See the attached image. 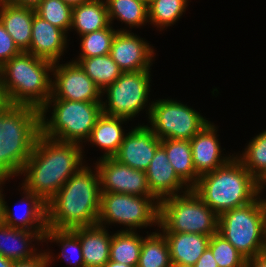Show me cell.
Here are the masks:
<instances>
[{
  "label": "cell",
  "mask_w": 266,
  "mask_h": 267,
  "mask_svg": "<svg viewBox=\"0 0 266 267\" xmlns=\"http://www.w3.org/2000/svg\"><path fill=\"white\" fill-rule=\"evenodd\" d=\"M156 0H148V6Z\"/></svg>",
  "instance_id": "51"
},
{
  "label": "cell",
  "mask_w": 266,
  "mask_h": 267,
  "mask_svg": "<svg viewBox=\"0 0 266 267\" xmlns=\"http://www.w3.org/2000/svg\"><path fill=\"white\" fill-rule=\"evenodd\" d=\"M168 196L159 202L163 233H193L212 236L218 232V215L192 190Z\"/></svg>",
  "instance_id": "6"
},
{
  "label": "cell",
  "mask_w": 266,
  "mask_h": 267,
  "mask_svg": "<svg viewBox=\"0 0 266 267\" xmlns=\"http://www.w3.org/2000/svg\"><path fill=\"white\" fill-rule=\"evenodd\" d=\"M103 267H134V266H129L123 263H118V262L109 260Z\"/></svg>",
  "instance_id": "44"
},
{
  "label": "cell",
  "mask_w": 266,
  "mask_h": 267,
  "mask_svg": "<svg viewBox=\"0 0 266 267\" xmlns=\"http://www.w3.org/2000/svg\"><path fill=\"white\" fill-rule=\"evenodd\" d=\"M195 267H218L215 258L213 257L212 251L207 248L204 253L200 256L198 261L194 264Z\"/></svg>",
  "instance_id": "39"
},
{
  "label": "cell",
  "mask_w": 266,
  "mask_h": 267,
  "mask_svg": "<svg viewBox=\"0 0 266 267\" xmlns=\"http://www.w3.org/2000/svg\"><path fill=\"white\" fill-rule=\"evenodd\" d=\"M53 102L50 120L48 107ZM103 114L101 102L48 99L45 106L29 121L44 137L62 142L79 143L90 137L98 118Z\"/></svg>",
  "instance_id": "5"
},
{
  "label": "cell",
  "mask_w": 266,
  "mask_h": 267,
  "mask_svg": "<svg viewBox=\"0 0 266 267\" xmlns=\"http://www.w3.org/2000/svg\"><path fill=\"white\" fill-rule=\"evenodd\" d=\"M18 6L35 10L43 0H6Z\"/></svg>",
  "instance_id": "41"
},
{
  "label": "cell",
  "mask_w": 266,
  "mask_h": 267,
  "mask_svg": "<svg viewBox=\"0 0 266 267\" xmlns=\"http://www.w3.org/2000/svg\"><path fill=\"white\" fill-rule=\"evenodd\" d=\"M95 168L96 172L82 166L46 203L48 229L97 225L101 185L99 172Z\"/></svg>",
  "instance_id": "3"
},
{
  "label": "cell",
  "mask_w": 266,
  "mask_h": 267,
  "mask_svg": "<svg viewBox=\"0 0 266 267\" xmlns=\"http://www.w3.org/2000/svg\"><path fill=\"white\" fill-rule=\"evenodd\" d=\"M171 267H195L194 265H187V264H175L172 263Z\"/></svg>",
  "instance_id": "47"
},
{
  "label": "cell",
  "mask_w": 266,
  "mask_h": 267,
  "mask_svg": "<svg viewBox=\"0 0 266 267\" xmlns=\"http://www.w3.org/2000/svg\"><path fill=\"white\" fill-rule=\"evenodd\" d=\"M143 239L136 231H118L112 235L109 260L137 267Z\"/></svg>",
  "instance_id": "27"
},
{
  "label": "cell",
  "mask_w": 266,
  "mask_h": 267,
  "mask_svg": "<svg viewBox=\"0 0 266 267\" xmlns=\"http://www.w3.org/2000/svg\"><path fill=\"white\" fill-rule=\"evenodd\" d=\"M171 262L194 265L209 246L210 236L193 233H163Z\"/></svg>",
  "instance_id": "22"
},
{
  "label": "cell",
  "mask_w": 266,
  "mask_h": 267,
  "mask_svg": "<svg viewBox=\"0 0 266 267\" xmlns=\"http://www.w3.org/2000/svg\"><path fill=\"white\" fill-rule=\"evenodd\" d=\"M125 118L114 117L102 114L91 131L90 137L86 141H90L93 145H98L106 152L101 158L114 157L122 144L125 133L121 127Z\"/></svg>",
  "instance_id": "23"
},
{
  "label": "cell",
  "mask_w": 266,
  "mask_h": 267,
  "mask_svg": "<svg viewBox=\"0 0 266 267\" xmlns=\"http://www.w3.org/2000/svg\"><path fill=\"white\" fill-rule=\"evenodd\" d=\"M21 53L19 48L14 43L12 37L5 30L0 22V67L14 56Z\"/></svg>",
  "instance_id": "37"
},
{
  "label": "cell",
  "mask_w": 266,
  "mask_h": 267,
  "mask_svg": "<svg viewBox=\"0 0 266 267\" xmlns=\"http://www.w3.org/2000/svg\"><path fill=\"white\" fill-rule=\"evenodd\" d=\"M263 254L266 255V230H265V239H264Z\"/></svg>",
  "instance_id": "49"
},
{
  "label": "cell",
  "mask_w": 266,
  "mask_h": 267,
  "mask_svg": "<svg viewBox=\"0 0 266 267\" xmlns=\"http://www.w3.org/2000/svg\"><path fill=\"white\" fill-rule=\"evenodd\" d=\"M82 146L44 137L29 122L4 151L11 176H26L22 188L47 203L83 165Z\"/></svg>",
  "instance_id": "1"
},
{
  "label": "cell",
  "mask_w": 266,
  "mask_h": 267,
  "mask_svg": "<svg viewBox=\"0 0 266 267\" xmlns=\"http://www.w3.org/2000/svg\"><path fill=\"white\" fill-rule=\"evenodd\" d=\"M0 189V221L4 224L18 229H28L34 232H47V208L46 203L36 194L27 191L23 188L25 197L22 198L23 203L25 201L27 208L26 211L20 215L11 212L8 205L4 200L3 194ZM35 226V227H34Z\"/></svg>",
  "instance_id": "18"
},
{
  "label": "cell",
  "mask_w": 266,
  "mask_h": 267,
  "mask_svg": "<svg viewBox=\"0 0 266 267\" xmlns=\"http://www.w3.org/2000/svg\"><path fill=\"white\" fill-rule=\"evenodd\" d=\"M66 32L34 13L32 37L27 51L36 57L59 62L67 45Z\"/></svg>",
  "instance_id": "17"
},
{
  "label": "cell",
  "mask_w": 266,
  "mask_h": 267,
  "mask_svg": "<svg viewBox=\"0 0 266 267\" xmlns=\"http://www.w3.org/2000/svg\"><path fill=\"white\" fill-rule=\"evenodd\" d=\"M236 158L259 181L266 174V130L255 136L245 152L240 157L236 155Z\"/></svg>",
  "instance_id": "31"
},
{
  "label": "cell",
  "mask_w": 266,
  "mask_h": 267,
  "mask_svg": "<svg viewBox=\"0 0 266 267\" xmlns=\"http://www.w3.org/2000/svg\"><path fill=\"white\" fill-rule=\"evenodd\" d=\"M71 230L79 237L85 267H103L109 261L112 235L105 227L97 224Z\"/></svg>",
  "instance_id": "20"
},
{
  "label": "cell",
  "mask_w": 266,
  "mask_h": 267,
  "mask_svg": "<svg viewBox=\"0 0 266 267\" xmlns=\"http://www.w3.org/2000/svg\"><path fill=\"white\" fill-rule=\"evenodd\" d=\"M53 62L21 52L0 67V80L10 106L29 122L51 97Z\"/></svg>",
  "instance_id": "2"
},
{
  "label": "cell",
  "mask_w": 266,
  "mask_h": 267,
  "mask_svg": "<svg viewBox=\"0 0 266 267\" xmlns=\"http://www.w3.org/2000/svg\"><path fill=\"white\" fill-rule=\"evenodd\" d=\"M35 10L3 1L0 3V22L21 52H27L32 37Z\"/></svg>",
  "instance_id": "19"
},
{
  "label": "cell",
  "mask_w": 266,
  "mask_h": 267,
  "mask_svg": "<svg viewBox=\"0 0 266 267\" xmlns=\"http://www.w3.org/2000/svg\"><path fill=\"white\" fill-rule=\"evenodd\" d=\"M4 165V152L0 150V168Z\"/></svg>",
  "instance_id": "48"
},
{
  "label": "cell",
  "mask_w": 266,
  "mask_h": 267,
  "mask_svg": "<svg viewBox=\"0 0 266 267\" xmlns=\"http://www.w3.org/2000/svg\"><path fill=\"white\" fill-rule=\"evenodd\" d=\"M188 0H156L148 6V22L162 30L183 15Z\"/></svg>",
  "instance_id": "32"
},
{
  "label": "cell",
  "mask_w": 266,
  "mask_h": 267,
  "mask_svg": "<svg viewBox=\"0 0 266 267\" xmlns=\"http://www.w3.org/2000/svg\"><path fill=\"white\" fill-rule=\"evenodd\" d=\"M96 167L99 172L101 192L156 198L148 187L145 171L133 169L114 157L100 158Z\"/></svg>",
  "instance_id": "12"
},
{
  "label": "cell",
  "mask_w": 266,
  "mask_h": 267,
  "mask_svg": "<svg viewBox=\"0 0 266 267\" xmlns=\"http://www.w3.org/2000/svg\"><path fill=\"white\" fill-rule=\"evenodd\" d=\"M159 202L157 198L101 192L97 224L104 227L106 223L107 225L118 223L129 227L128 230L121 231H135L137 227L157 225L159 224Z\"/></svg>",
  "instance_id": "8"
},
{
  "label": "cell",
  "mask_w": 266,
  "mask_h": 267,
  "mask_svg": "<svg viewBox=\"0 0 266 267\" xmlns=\"http://www.w3.org/2000/svg\"><path fill=\"white\" fill-rule=\"evenodd\" d=\"M149 72H123L114 83L107 86L102 91L104 94L107 92L106 102H101L103 114L129 120L144 109L150 92Z\"/></svg>",
  "instance_id": "10"
},
{
  "label": "cell",
  "mask_w": 266,
  "mask_h": 267,
  "mask_svg": "<svg viewBox=\"0 0 266 267\" xmlns=\"http://www.w3.org/2000/svg\"><path fill=\"white\" fill-rule=\"evenodd\" d=\"M73 61L80 65L86 75L94 81L101 91L114 83L123 73L109 54L89 58H77Z\"/></svg>",
  "instance_id": "26"
},
{
  "label": "cell",
  "mask_w": 266,
  "mask_h": 267,
  "mask_svg": "<svg viewBox=\"0 0 266 267\" xmlns=\"http://www.w3.org/2000/svg\"><path fill=\"white\" fill-rule=\"evenodd\" d=\"M216 126L208 122L189 142L196 173L202 176L229 162L234 156H221Z\"/></svg>",
  "instance_id": "15"
},
{
  "label": "cell",
  "mask_w": 266,
  "mask_h": 267,
  "mask_svg": "<svg viewBox=\"0 0 266 267\" xmlns=\"http://www.w3.org/2000/svg\"><path fill=\"white\" fill-rule=\"evenodd\" d=\"M117 31L110 25L109 27L103 28L98 31L82 35L81 39V55L80 58H89L93 56H102L110 53L111 44Z\"/></svg>",
  "instance_id": "34"
},
{
  "label": "cell",
  "mask_w": 266,
  "mask_h": 267,
  "mask_svg": "<svg viewBox=\"0 0 266 267\" xmlns=\"http://www.w3.org/2000/svg\"><path fill=\"white\" fill-rule=\"evenodd\" d=\"M14 261L5 258L4 256L0 255V267H12Z\"/></svg>",
  "instance_id": "43"
},
{
  "label": "cell",
  "mask_w": 266,
  "mask_h": 267,
  "mask_svg": "<svg viewBox=\"0 0 266 267\" xmlns=\"http://www.w3.org/2000/svg\"><path fill=\"white\" fill-rule=\"evenodd\" d=\"M46 232L12 228L0 221V255L12 261L29 260L37 256L35 248H30L31 239L43 242Z\"/></svg>",
  "instance_id": "21"
},
{
  "label": "cell",
  "mask_w": 266,
  "mask_h": 267,
  "mask_svg": "<svg viewBox=\"0 0 266 267\" xmlns=\"http://www.w3.org/2000/svg\"><path fill=\"white\" fill-rule=\"evenodd\" d=\"M208 248L218 267H246L247 259L218 232L210 237Z\"/></svg>",
  "instance_id": "36"
},
{
  "label": "cell",
  "mask_w": 266,
  "mask_h": 267,
  "mask_svg": "<svg viewBox=\"0 0 266 267\" xmlns=\"http://www.w3.org/2000/svg\"><path fill=\"white\" fill-rule=\"evenodd\" d=\"M138 1H141L148 6V0H138Z\"/></svg>",
  "instance_id": "50"
},
{
  "label": "cell",
  "mask_w": 266,
  "mask_h": 267,
  "mask_svg": "<svg viewBox=\"0 0 266 267\" xmlns=\"http://www.w3.org/2000/svg\"><path fill=\"white\" fill-rule=\"evenodd\" d=\"M192 190L218 216L253 202L258 196V181L235 157L213 172L199 177Z\"/></svg>",
  "instance_id": "4"
},
{
  "label": "cell",
  "mask_w": 266,
  "mask_h": 267,
  "mask_svg": "<svg viewBox=\"0 0 266 267\" xmlns=\"http://www.w3.org/2000/svg\"><path fill=\"white\" fill-rule=\"evenodd\" d=\"M66 4H69L70 6L74 7L82 3H87L93 0H63Z\"/></svg>",
  "instance_id": "45"
},
{
  "label": "cell",
  "mask_w": 266,
  "mask_h": 267,
  "mask_svg": "<svg viewBox=\"0 0 266 267\" xmlns=\"http://www.w3.org/2000/svg\"><path fill=\"white\" fill-rule=\"evenodd\" d=\"M51 240V242H57L61 244V252L59 253L58 259L62 257L67 263L74 264L75 267H85V263L82 255V246L79 237L71 229H47L44 236V241ZM76 257L75 260L73 259ZM72 258H71V257ZM69 261V262H68Z\"/></svg>",
  "instance_id": "33"
},
{
  "label": "cell",
  "mask_w": 266,
  "mask_h": 267,
  "mask_svg": "<svg viewBox=\"0 0 266 267\" xmlns=\"http://www.w3.org/2000/svg\"><path fill=\"white\" fill-rule=\"evenodd\" d=\"M110 23L114 18L131 27L148 22V6L138 0H106Z\"/></svg>",
  "instance_id": "29"
},
{
  "label": "cell",
  "mask_w": 266,
  "mask_h": 267,
  "mask_svg": "<svg viewBox=\"0 0 266 267\" xmlns=\"http://www.w3.org/2000/svg\"><path fill=\"white\" fill-rule=\"evenodd\" d=\"M25 121L10 106L0 80V150L3 152L20 134Z\"/></svg>",
  "instance_id": "30"
},
{
  "label": "cell",
  "mask_w": 266,
  "mask_h": 267,
  "mask_svg": "<svg viewBox=\"0 0 266 267\" xmlns=\"http://www.w3.org/2000/svg\"><path fill=\"white\" fill-rule=\"evenodd\" d=\"M171 256L165 235L153 232L143 239L137 267H171Z\"/></svg>",
  "instance_id": "28"
},
{
  "label": "cell",
  "mask_w": 266,
  "mask_h": 267,
  "mask_svg": "<svg viewBox=\"0 0 266 267\" xmlns=\"http://www.w3.org/2000/svg\"><path fill=\"white\" fill-rule=\"evenodd\" d=\"M266 185V174L258 181V193L262 192L263 188H265Z\"/></svg>",
  "instance_id": "46"
},
{
  "label": "cell",
  "mask_w": 266,
  "mask_h": 267,
  "mask_svg": "<svg viewBox=\"0 0 266 267\" xmlns=\"http://www.w3.org/2000/svg\"><path fill=\"white\" fill-rule=\"evenodd\" d=\"M55 79L51 83L49 99H63L83 102H102L100 88L92 81L77 62L53 64Z\"/></svg>",
  "instance_id": "11"
},
{
  "label": "cell",
  "mask_w": 266,
  "mask_h": 267,
  "mask_svg": "<svg viewBox=\"0 0 266 267\" xmlns=\"http://www.w3.org/2000/svg\"><path fill=\"white\" fill-rule=\"evenodd\" d=\"M246 267H266V255L262 253L247 259Z\"/></svg>",
  "instance_id": "40"
},
{
  "label": "cell",
  "mask_w": 266,
  "mask_h": 267,
  "mask_svg": "<svg viewBox=\"0 0 266 267\" xmlns=\"http://www.w3.org/2000/svg\"><path fill=\"white\" fill-rule=\"evenodd\" d=\"M111 25L105 0H93L74 6L71 28L79 35L98 31Z\"/></svg>",
  "instance_id": "24"
},
{
  "label": "cell",
  "mask_w": 266,
  "mask_h": 267,
  "mask_svg": "<svg viewBox=\"0 0 266 267\" xmlns=\"http://www.w3.org/2000/svg\"><path fill=\"white\" fill-rule=\"evenodd\" d=\"M73 7L63 0H43L35 13L64 32L71 29Z\"/></svg>",
  "instance_id": "35"
},
{
  "label": "cell",
  "mask_w": 266,
  "mask_h": 267,
  "mask_svg": "<svg viewBox=\"0 0 266 267\" xmlns=\"http://www.w3.org/2000/svg\"><path fill=\"white\" fill-rule=\"evenodd\" d=\"M37 256L32 259L24 260V261H15L12 267H48L51 263L52 255L50 252H39ZM50 254V255H49Z\"/></svg>",
  "instance_id": "38"
},
{
  "label": "cell",
  "mask_w": 266,
  "mask_h": 267,
  "mask_svg": "<svg viewBox=\"0 0 266 267\" xmlns=\"http://www.w3.org/2000/svg\"><path fill=\"white\" fill-rule=\"evenodd\" d=\"M10 177H12L10 174H9V171L6 169V167L3 165L1 168H0V186L2 184H4V182L9 179ZM1 188V187H0Z\"/></svg>",
  "instance_id": "42"
},
{
  "label": "cell",
  "mask_w": 266,
  "mask_h": 267,
  "mask_svg": "<svg viewBox=\"0 0 266 267\" xmlns=\"http://www.w3.org/2000/svg\"><path fill=\"white\" fill-rule=\"evenodd\" d=\"M160 145L161 140L149 126L138 125L126 133L114 158L133 169L145 171Z\"/></svg>",
  "instance_id": "14"
},
{
  "label": "cell",
  "mask_w": 266,
  "mask_h": 267,
  "mask_svg": "<svg viewBox=\"0 0 266 267\" xmlns=\"http://www.w3.org/2000/svg\"><path fill=\"white\" fill-rule=\"evenodd\" d=\"M109 55L123 72H138L150 69L154 50L136 34L117 31Z\"/></svg>",
  "instance_id": "13"
},
{
  "label": "cell",
  "mask_w": 266,
  "mask_h": 267,
  "mask_svg": "<svg viewBox=\"0 0 266 267\" xmlns=\"http://www.w3.org/2000/svg\"><path fill=\"white\" fill-rule=\"evenodd\" d=\"M148 187L151 193L160 201L165 197L178 195L184 188H191L177 175L174 167L169 163L165 149L160 145L145 170ZM185 185V186H184Z\"/></svg>",
  "instance_id": "16"
},
{
  "label": "cell",
  "mask_w": 266,
  "mask_h": 267,
  "mask_svg": "<svg viewBox=\"0 0 266 267\" xmlns=\"http://www.w3.org/2000/svg\"><path fill=\"white\" fill-rule=\"evenodd\" d=\"M150 129L160 139L190 141L208 122L196 110L172 99L156 100L148 109Z\"/></svg>",
  "instance_id": "9"
},
{
  "label": "cell",
  "mask_w": 266,
  "mask_h": 267,
  "mask_svg": "<svg viewBox=\"0 0 266 267\" xmlns=\"http://www.w3.org/2000/svg\"><path fill=\"white\" fill-rule=\"evenodd\" d=\"M259 197L218 216V233L246 259L263 253L266 199Z\"/></svg>",
  "instance_id": "7"
},
{
  "label": "cell",
  "mask_w": 266,
  "mask_h": 267,
  "mask_svg": "<svg viewBox=\"0 0 266 267\" xmlns=\"http://www.w3.org/2000/svg\"><path fill=\"white\" fill-rule=\"evenodd\" d=\"M161 146L165 149L169 163L174 167L177 175L192 188L198 181L199 175L196 173L191 145L188 140L164 139Z\"/></svg>",
  "instance_id": "25"
}]
</instances>
